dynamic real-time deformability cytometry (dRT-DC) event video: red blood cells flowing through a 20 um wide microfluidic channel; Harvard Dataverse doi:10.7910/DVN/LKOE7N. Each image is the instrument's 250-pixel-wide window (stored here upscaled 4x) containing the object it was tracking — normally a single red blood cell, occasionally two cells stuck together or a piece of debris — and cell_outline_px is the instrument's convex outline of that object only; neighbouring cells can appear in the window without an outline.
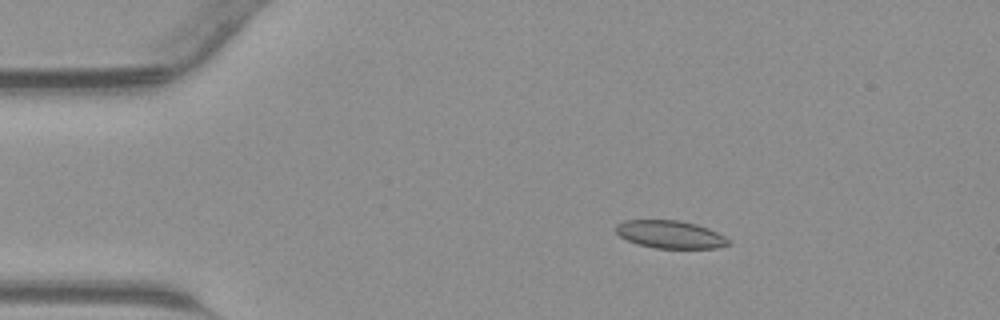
{"species": "common noctule bat (a hibernating species)", "species_latin": "Nyctalus noctula", "temperature_condition": "warm", "stored_images_in_passage": 43, "camera_frame_rate_fps": 3000, "um_per_image_px": 0.085, "animal": {"sex": "male", "body_mass_g": 23.1, "forearm_length_mm": 52.7}, "frame": {"image": 1, "passage_image": 7, "time_ms": 2.0, "image_size_px": [1000, 320], "cell_outline_px": [[728, 244], [716, 248], [656, 248], [636, 244], [620, 236], [616, 232], [616, 224], [624, 220], [680, 220], [696, 224], [708, 228], [724, 236], [728, 240]], "centroid_in_image_um": [56.93, 19.92], "position_along_channel_um": 28.1, "area_um2": 18.09}}
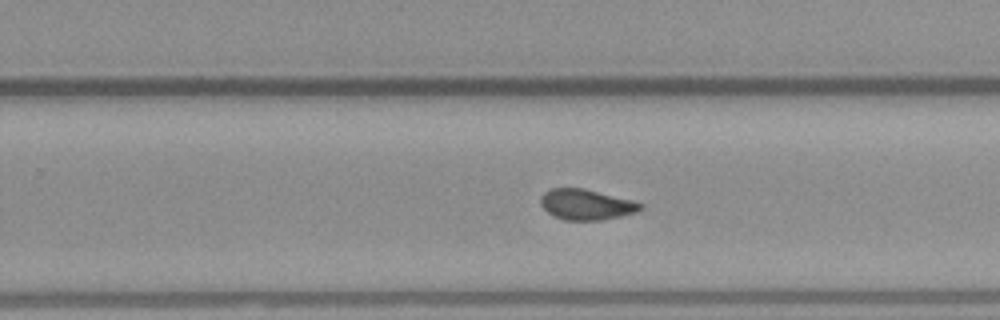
{"frame": {"image": 2, "passage_image": 27, "time_ms": 8.667, "image_size_px": [1000, 320], "cell_outline_px": [[644, 208], [636, 212], [604, 220], [564, 220], [548, 212], [540, 204], [540, 196], [544, 192], [552, 188], [580, 188], [636, 200], [644, 204]], "centroid_in_image_um": [49.87, 17.38], "position_along_channel_um": 279.9, "area_um2": 17.86}}
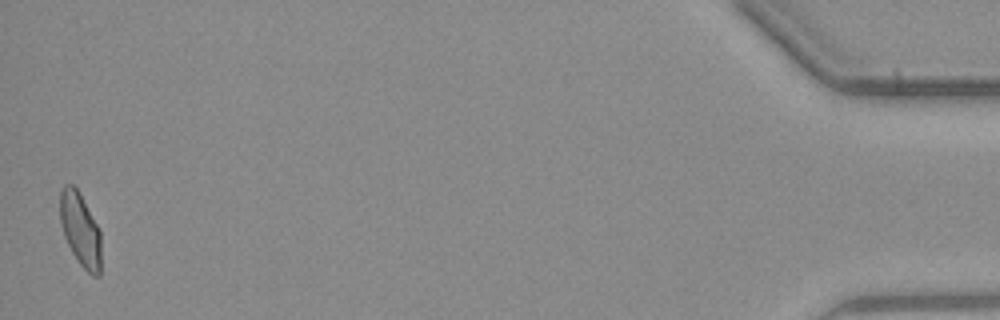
{"frame": {"image": 3, "passage_image": 43, "time_ms": 14.0, "image_size_px": [1000, 320], "cell_outline_px": [[100, 276], [92, 276], [80, 264], [72, 252], [64, 236], [60, 224], [60, 192], [64, 184], [72, 184], [80, 192], [100, 232]], "centroid_in_image_um": [6.81, 19.5], "position_along_channel_um": 428.4, "area_um2": 17.46}}